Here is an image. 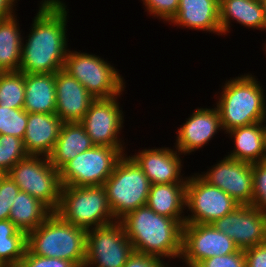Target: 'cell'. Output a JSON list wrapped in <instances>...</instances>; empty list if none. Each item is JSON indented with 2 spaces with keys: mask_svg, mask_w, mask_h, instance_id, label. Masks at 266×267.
Here are the masks:
<instances>
[{
  "mask_svg": "<svg viewBox=\"0 0 266 267\" xmlns=\"http://www.w3.org/2000/svg\"><path fill=\"white\" fill-rule=\"evenodd\" d=\"M146 205L157 214L185 224L186 183L152 184Z\"/></svg>",
  "mask_w": 266,
  "mask_h": 267,
  "instance_id": "cell-25",
  "label": "cell"
},
{
  "mask_svg": "<svg viewBox=\"0 0 266 267\" xmlns=\"http://www.w3.org/2000/svg\"><path fill=\"white\" fill-rule=\"evenodd\" d=\"M25 98V74L0 72V106L11 109H23Z\"/></svg>",
  "mask_w": 266,
  "mask_h": 267,
  "instance_id": "cell-29",
  "label": "cell"
},
{
  "mask_svg": "<svg viewBox=\"0 0 266 267\" xmlns=\"http://www.w3.org/2000/svg\"><path fill=\"white\" fill-rule=\"evenodd\" d=\"M18 22L16 14L0 20V72L19 71L24 36Z\"/></svg>",
  "mask_w": 266,
  "mask_h": 267,
  "instance_id": "cell-27",
  "label": "cell"
},
{
  "mask_svg": "<svg viewBox=\"0 0 266 267\" xmlns=\"http://www.w3.org/2000/svg\"><path fill=\"white\" fill-rule=\"evenodd\" d=\"M219 12L222 36L230 33L233 21L247 28L265 30L261 0H219Z\"/></svg>",
  "mask_w": 266,
  "mask_h": 267,
  "instance_id": "cell-22",
  "label": "cell"
},
{
  "mask_svg": "<svg viewBox=\"0 0 266 267\" xmlns=\"http://www.w3.org/2000/svg\"><path fill=\"white\" fill-rule=\"evenodd\" d=\"M8 175L21 191L42 201L53 212L58 209L62 189L60 171L47 156L28 155L19 160Z\"/></svg>",
  "mask_w": 266,
  "mask_h": 267,
  "instance_id": "cell-8",
  "label": "cell"
},
{
  "mask_svg": "<svg viewBox=\"0 0 266 267\" xmlns=\"http://www.w3.org/2000/svg\"><path fill=\"white\" fill-rule=\"evenodd\" d=\"M3 267H23V265L21 263H17V264H6V265H3Z\"/></svg>",
  "mask_w": 266,
  "mask_h": 267,
  "instance_id": "cell-41",
  "label": "cell"
},
{
  "mask_svg": "<svg viewBox=\"0 0 266 267\" xmlns=\"http://www.w3.org/2000/svg\"><path fill=\"white\" fill-rule=\"evenodd\" d=\"M263 49H265L264 52L266 53V44H265V46L263 47ZM265 55H266V54H265Z\"/></svg>",
  "mask_w": 266,
  "mask_h": 267,
  "instance_id": "cell-44",
  "label": "cell"
},
{
  "mask_svg": "<svg viewBox=\"0 0 266 267\" xmlns=\"http://www.w3.org/2000/svg\"><path fill=\"white\" fill-rule=\"evenodd\" d=\"M257 80L256 76L246 73L226 79L222 85L215 107L225 133L236 127L266 122V93Z\"/></svg>",
  "mask_w": 266,
  "mask_h": 267,
  "instance_id": "cell-3",
  "label": "cell"
},
{
  "mask_svg": "<svg viewBox=\"0 0 266 267\" xmlns=\"http://www.w3.org/2000/svg\"><path fill=\"white\" fill-rule=\"evenodd\" d=\"M265 161H266V145H265Z\"/></svg>",
  "mask_w": 266,
  "mask_h": 267,
  "instance_id": "cell-45",
  "label": "cell"
},
{
  "mask_svg": "<svg viewBox=\"0 0 266 267\" xmlns=\"http://www.w3.org/2000/svg\"><path fill=\"white\" fill-rule=\"evenodd\" d=\"M198 175L207 183L223 190L240 205H251L253 197L252 163L232 159L225 155L208 171L198 173Z\"/></svg>",
  "mask_w": 266,
  "mask_h": 267,
  "instance_id": "cell-15",
  "label": "cell"
},
{
  "mask_svg": "<svg viewBox=\"0 0 266 267\" xmlns=\"http://www.w3.org/2000/svg\"><path fill=\"white\" fill-rule=\"evenodd\" d=\"M27 249V234L20 231L9 219L0 220V262L17 264Z\"/></svg>",
  "mask_w": 266,
  "mask_h": 267,
  "instance_id": "cell-28",
  "label": "cell"
},
{
  "mask_svg": "<svg viewBox=\"0 0 266 267\" xmlns=\"http://www.w3.org/2000/svg\"><path fill=\"white\" fill-rule=\"evenodd\" d=\"M169 263V261L166 263L165 261H163L161 264H160V266L159 267H172V266H170V264H168ZM176 267V266H175ZM181 267V266H180Z\"/></svg>",
  "mask_w": 266,
  "mask_h": 267,
  "instance_id": "cell-42",
  "label": "cell"
},
{
  "mask_svg": "<svg viewBox=\"0 0 266 267\" xmlns=\"http://www.w3.org/2000/svg\"><path fill=\"white\" fill-rule=\"evenodd\" d=\"M240 204L220 188L204 181L198 173L187 176L185 223L212 224ZM189 211V213H188Z\"/></svg>",
  "mask_w": 266,
  "mask_h": 267,
  "instance_id": "cell-11",
  "label": "cell"
},
{
  "mask_svg": "<svg viewBox=\"0 0 266 267\" xmlns=\"http://www.w3.org/2000/svg\"><path fill=\"white\" fill-rule=\"evenodd\" d=\"M63 121L56 114L28 113L23 138L29 155L49 156L60 134Z\"/></svg>",
  "mask_w": 266,
  "mask_h": 267,
  "instance_id": "cell-20",
  "label": "cell"
},
{
  "mask_svg": "<svg viewBox=\"0 0 266 267\" xmlns=\"http://www.w3.org/2000/svg\"><path fill=\"white\" fill-rule=\"evenodd\" d=\"M39 4L25 43L23 37L19 71L24 74L56 73L64 69L69 50L66 34L69 14L65 2L42 0Z\"/></svg>",
  "mask_w": 266,
  "mask_h": 267,
  "instance_id": "cell-1",
  "label": "cell"
},
{
  "mask_svg": "<svg viewBox=\"0 0 266 267\" xmlns=\"http://www.w3.org/2000/svg\"><path fill=\"white\" fill-rule=\"evenodd\" d=\"M253 197L251 205L266 212V161L252 163Z\"/></svg>",
  "mask_w": 266,
  "mask_h": 267,
  "instance_id": "cell-32",
  "label": "cell"
},
{
  "mask_svg": "<svg viewBox=\"0 0 266 267\" xmlns=\"http://www.w3.org/2000/svg\"><path fill=\"white\" fill-rule=\"evenodd\" d=\"M23 109L27 113L56 114L55 73L25 74Z\"/></svg>",
  "mask_w": 266,
  "mask_h": 267,
  "instance_id": "cell-23",
  "label": "cell"
},
{
  "mask_svg": "<svg viewBox=\"0 0 266 267\" xmlns=\"http://www.w3.org/2000/svg\"><path fill=\"white\" fill-rule=\"evenodd\" d=\"M169 23L221 36L219 0H179L178 11Z\"/></svg>",
  "mask_w": 266,
  "mask_h": 267,
  "instance_id": "cell-19",
  "label": "cell"
},
{
  "mask_svg": "<svg viewBox=\"0 0 266 267\" xmlns=\"http://www.w3.org/2000/svg\"><path fill=\"white\" fill-rule=\"evenodd\" d=\"M23 267H77L73 262L55 257H42L32 254L28 249L20 262Z\"/></svg>",
  "mask_w": 266,
  "mask_h": 267,
  "instance_id": "cell-36",
  "label": "cell"
},
{
  "mask_svg": "<svg viewBox=\"0 0 266 267\" xmlns=\"http://www.w3.org/2000/svg\"><path fill=\"white\" fill-rule=\"evenodd\" d=\"M19 192L17 184L8 174H4L0 179V220L8 219L14 198Z\"/></svg>",
  "mask_w": 266,
  "mask_h": 267,
  "instance_id": "cell-33",
  "label": "cell"
},
{
  "mask_svg": "<svg viewBox=\"0 0 266 267\" xmlns=\"http://www.w3.org/2000/svg\"><path fill=\"white\" fill-rule=\"evenodd\" d=\"M264 9V17H265V32H266V0H261Z\"/></svg>",
  "mask_w": 266,
  "mask_h": 267,
  "instance_id": "cell-40",
  "label": "cell"
},
{
  "mask_svg": "<svg viewBox=\"0 0 266 267\" xmlns=\"http://www.w3.org/2000/svg\"><path fill=\"white\" fill-rule=\"evenodd\" d=\"M212 225L231 238L240 250L266 242V212L252 205H239Z\"/></svg>",
  "mask_w": 266,
  "mask_h": 267,
  "instance_id": "cell-14",
  "label": "cell"
},
{
  "mask_svg": "<svg viewBox=\"0 0 266 267\" xmlns=\"http://www.w3.org/2000/svg\"><path fill=\"white\" fill-rule=\"evenodd\" d=\"M185 121L176 131L174 143L176 150L184 155L208 145L219 130L223 131L220 114L215 106L197 108Z\"/></svg>",
  "mask_w": 266,
  "mask_h": 267,
  "instance_id": "cell-16",
  "label": "cell"
},
{
  "mask_svg": "<svg viewBox=\"0 0 266 267\" xmlns=\"http://www.w3.org/2000/svg\"><path fill=\"white\" fill-rule=\"evenodd\" d=\"M266 122H256L236 127L226 134L233 139V150L226 155L229 158L256 163L265 160Z\"/></svg>",
  "mask_w": 266,
  "mask_h": 267,
  "instance_id": "cell-21",
  "label": "cell"
},
{
  "mask_svg": "<svg viewBox=\"0 0 266 267\" xmlns=\"http://www.w3.org/2000/svg\"><path fill=\"white\" fill-rule=\"evenodd\" d=\"M246 267H266V242L244 250Z\"/></svg>",
  "mask_w": 266,
  "mask_h": 267,
  "instance_id": "cell-37",
  "label": "cell"
},
{
  "mask_svg": "<svg viewBox=\"0 0 266 267\" xmlns=\"http://www.w3.org/2000/svg\"><path fill=\"white\" fill-rule=\"evenodd\" d=\"M181 155L183 154L173 146V149L169 147L145 148L130 156L140 166L152 185L187 182V177H182L184 174L181 173L183 168Z\"/></svg>",
  "mask_w": 266,
  "mask_h": 267,
  "instance_id": "cell-17",
  "label": "cell"
},
{
  "mask_svg": "<svg viewBox=\"0 0 266 267\" xmlns=\"http://www.w3.org/2000/svg\"><path fill=\"white\" fill-rule=\"evenodd\" d=\"M53 211L42 201L21 191L15 196L8 219L28 234L42 224Z\"/></svg>",
  "mask_w": 266,
  "mask_h": 267,
  "instance_id": "cell-26",
  "label": "cell"
},
{
  "mask_svg": "<svg viewBox=\"0 0 266 267\" xmlns=\"http://www.w3.org/2000/svg\"><path fill=\"white\" fill-rule=\"evenodd\" d=\"M64 70L77 79L94 98L123 95L126 87L118 69L99 55L69 49Z\"/></svg>",
  "mask_w": 266,
  "mask_h": 267,
  "instance_id": "cell-7",
  "label": "cell"
},
{
  "mask_svg": "<svg viewBox=\"0 0 266 267\" xmlns=\"http://www.w3.org/2000/svg\"><path fill=\"white\" fill-rule=\"evenodd\" d=\"M143 2V5H146L150 0H141Z\"/></svg>",
  "mask_w": 266,
  "mask_h": 267,
  "instance_id": "cell-43",
  "label": "cell"
},
{
  "mask_svg": "<svg viewBox=\"0 0 266 267\" xmlns=\"http://www.w3.org/2000/svg\"><path fill=\"white\" fill-rule=\"evenodd\" d=\"M87 230L63 220L53 212L27 234V249L34 255L55 257L85 265Z\"/></svg>",
  "mask_w": 266,
  "mask_h": 267,
  "instance_id": "cell-4",
  "label": "cell"
},
{
  "mask_svg": "<svg viewBox=\"0 0 266 267\" xmlns=\"http://www.w3.org/2000/svg\"><path fill=\"white\" fill-rule=\"evenodd\" d=\"M16 3H18L17 0H0V20L15 15Z\"/></svg>",
  "mask_w": 266,
  "mask_h": 267,
  "instance_id": "cell-39",
  "label": "cell"
},
{
  "mask_svg": "<svg viewBox=\"0 0 266 267\" xmlns=\"http://www.w3.org/2000/svg\"><path fill=\"white\" fill-rule=\"evenodd\" d=\"M150 182L135 160L124 154L103 187L115 220L146 205Z\"/></svg>",
  "mask_w": 266,
  "mask_h": 267,
  "instance_id": "cell-6",
  "label": "cell"
},
{
  "mask_svg": "<svg viewBox=\"0 0 266 267\" xmlns=\"http://www.w3.org/2000/svg\"><path fill=\"white\" fill-rule=\"evenodd\" d=\"M238 250L233 240L212 224L185 223L182 229L183 267H195L213 256L232 254ZM185 263V264H184Z\"/></svg>",
  "mask_w": 266,
  "mask_h": 267,
  "instance_id": "cell-13",
  "label": "cell"
},
{
  "mask_svg": "<svg viewBox=\"0 0 266 267\" xmlns=\"http://www.w3.org/2000/svg\"><path fill=\"white\" fill-rule=\"evenodd\" d=\"M28 122L24 109H11L0 106V135L15 136L23 140Z\"/></svg>",
  "mask_w": 266,
  "mask_h": 267,
  "instance_id": "cell-31",
  "label": "cell"
},
{
  "mask_svg": "<svg viewBox=\"0 0 266 267\" xmlns=\"http://www.w3.org/2000/svg\"><path fill=\"white\" fill-rule=\"evenodd\" d=\"M94 144L79 122L63 123L55 146L48 156L52 166L61 170L79 153L91 149Z\"/></svg>",
  "mask_w": 266,
  "mask_h": 267,
  "instance_id": "cell-24",
  "label": "cell"
},
{
  "mask_svg": "<svg viewBox=\"0 0 266 267\" xmlns=\"http://www.w3.org/2000/svg\"><path fill=\"white\" fill-rule=\"evenodd\" d=\"M179 0H150L144 7L148 15L162 19L166 23L175 17Z\"/></svg>",
  "mask_w": 266,
  "mask_h": 267,
  "instance_id": "cell-34",
  "label": "cell"
},
{
  "mask_svg": "<svg viewBox=\"0 0 266 267\" xmlns=\"http://www.w3.org/2000/svg\"><path fill=\"white\" fill-rule=\"evenodd\" d=\"M28 155L22 139L15 136L0 135V173L8 174L19 160Z\"/></svg>",
  "mask_w": 266,
  "mask_h": 267,
  "instance_id": "cell-30",
  "label": "cell"
},
{
  "mask_svg": "<svg viewBox=\"0 0 266 267\" xmlns=\"http://www.w3.org/2000/svg\"><path fill=\"white\" fill-rule=\"evenodd\" d=\"M121 95L109 98H95L79 122L96 146H108L117 150H125L123 136L124 111L119 100Z\"/></svg>",
  "mask_w": 266,
  "mask_h": 267,
  "instance_id": "cell-12",
  "label": "cell"
},
{
  "mask_svg": "<svg viewBox=\"0 0 266 267\" xmlns=\"http://www.w3.org/2000/svg\"><path fill=\"white\" fill-rule=\"evenodd\" d=\"M55 213L86 230L116 221L103 185L62 186Z\"/></svg>",
  "mask_w": 266,
  "mask_h": 267,
  "instance_id": "cell-5",
  "label": "cell"
},
{
  "mask_svg": "<svg viewBox=\"0 0 266 267\" xmlns=\"http://www.w3.org/2000/svg\"><path fill=\"white\" fill-rule=\"evenodd\" d=\"M56 115L64 123L80 122L95 99L64 69L55 73Z\"/></svg>",
  "mask_w": 266,
  "mask_h": 267,
  "instance_id": "cell-18",
  "label": "cell"
},
{
  "mask_svg": "<svg viewBox=\"0 0 266 267\" xmlns=\"http://www.w3.org/2000/svg\"><path fill=\"white\" fill-rule=\"evenodd\" d=\"M125 153V150L94 145L60 170L62 186L103 185Z\"/></svg>",
  "mask_w": 266,
  "mask_h": 267,
  "instance_id": "cell-9",
  "label": "cell"
},
{
  "mask_svg": "<svg viewBox=\"0 0 266 267\" xmlns=\"http://www.w3.org/2000/svg\"><path fill=\"white\" fill-rule=\"evenodd\" d=\"M133 253L121 221L87 230L85 265L88 267H123Z\"/></svg>",
  "mask_w": 266,
  "mask_h": 267,
  "instance_id": "cell-10",
  "label": "cell"
},
{
  "mask_svg": "<svg viewBox=\"0 0 266 267\" xmlns=\"http://www.w3.org/2000/svg\"><path fill=\"white\" fill-rule=\"evenodd\" d=\"M195 267H246L245 253L244 250L238 249L232 254L205 259Z\"/></svg>",
  "mask_w": 266,
  "mask_h": 267,
  "instance_id": "cell-35",
  "label": "cell"
},
{
  "mask_svg": "<svg viewBox=\"0 0 266 267\" xmlns=\"http://www.w3.org/2000/svg\"><path fill=\"white\" fill-rule=\"evenodd\" d=\"M162 262L157 257L134 251L123 267H159Z\"/></svg>",
  "mask_w": 266,
  "mask_h": 267,
  "instance_id": "cell-38",
  "label": "cell"
},
{
  "mask_svg": "<svg viewBox=\"0 0 266 267\" xmlns=\"http://www.w3.org/2000/svg\"><path fill=\"white\" fill-rule=\"evenodd\" d=\"M120 221L135 252L162 260H180L183 225L177 220L161 216L144 205Z\"/></svg>",
  "mask_w": 266,
  "mask_h": 267,
  "instance_id": "cell-2",
  "label": "cell"
}]
</instances>
